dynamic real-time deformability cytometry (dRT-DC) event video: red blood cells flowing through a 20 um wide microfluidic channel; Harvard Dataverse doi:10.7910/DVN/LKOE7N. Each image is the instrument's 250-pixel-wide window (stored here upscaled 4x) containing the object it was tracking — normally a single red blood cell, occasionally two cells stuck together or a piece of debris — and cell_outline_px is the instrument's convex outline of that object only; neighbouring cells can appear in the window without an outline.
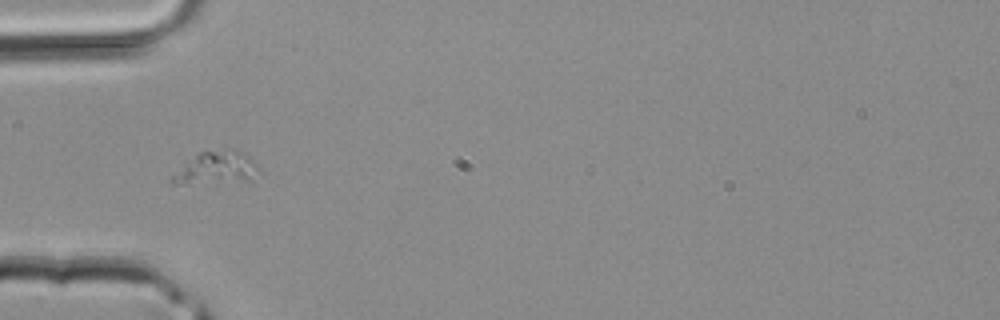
{"species": "common noctule bat (a hibernating species)", "species_latin": "Nyctalus noctula", "temperature_condition": "room temperature", "stored_images_in_passage": 29, "camera_frame_rate_fps": 3000, "um_per_image_px": 0.085, "animal": {"sex": "male", "body_mass_g": 20.4}, "frame": {"image": 1, "passage_image": 1, "time_ms": 0.0, "image_size_px": [1000, 320], "cell_outline_px": [[264, 176], [252, 180], [188, 184], [172, 184], [168, 180], [184, 164], [200, 152], [232, 148], [236, 148], [244, 152], [256, 164]], "centroid_in_image_um": [18.47, 14.28], "position_along_channel_um": 66.5, "area_um2": 16.82}}
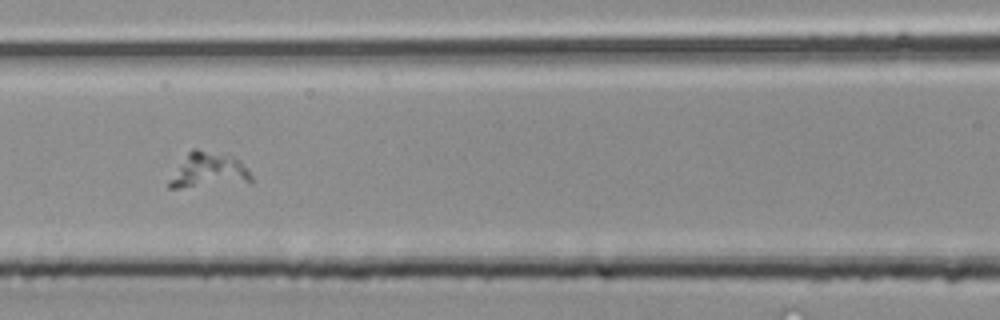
{"frame": {"image": 2, "passage_image": 6, "time_ms": 1.667, "image_size_px": [1000, 320], "cell_outline_px": [[252, 184], [180, 188], [168, 188], [168, 180], [188, 152], [192, 148], [196, 148], [228, 152], [240, 160], [248, 168], [252, 176]], "centroid_in_image_um": [17.81, 14.48], "position_along_channel_um": 148.8, "area_um2": 17.8}}
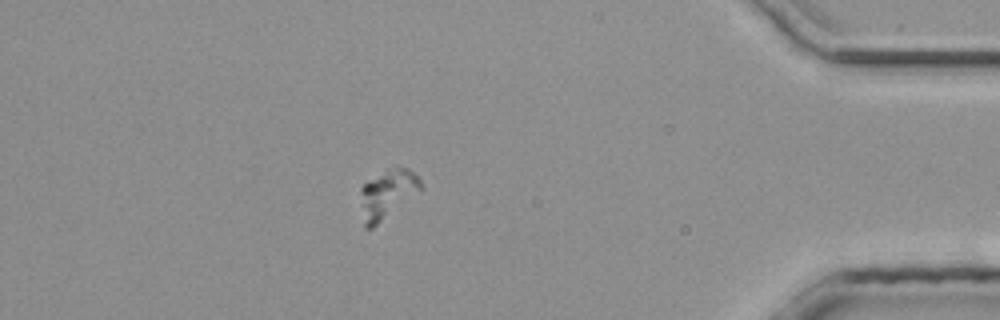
{"frame": {"image": 3, "passage_image": 24, "time_ms": 7.667, "image_size_px": [1000, 320], "cell_outline_px": [[424, 188], [372, 228], [364, 228], [360, 192], [360, 188], [364, 184], [384, 168], [408, 168], [420, 180]], "centroid_in_image_um": [32.92, 16.47], "position_along_channel_um": 402.3, "area_um2": 17.05}}